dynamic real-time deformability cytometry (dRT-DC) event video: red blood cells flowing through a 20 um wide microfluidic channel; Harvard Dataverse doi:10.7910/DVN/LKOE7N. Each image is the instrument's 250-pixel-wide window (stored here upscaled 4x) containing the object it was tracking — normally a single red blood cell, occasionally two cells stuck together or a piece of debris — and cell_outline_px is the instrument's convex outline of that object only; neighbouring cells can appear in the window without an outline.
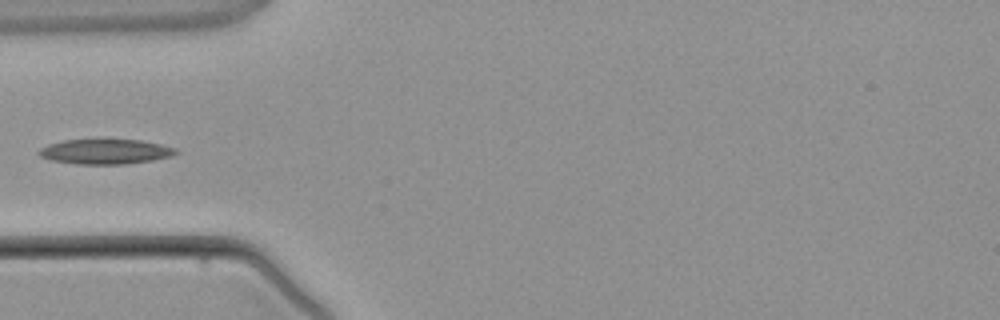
{"species": "common noctule bat (a hibernating species)", "species_latin": "Nyctalus noctula", "temperature_condition": "warm", "stored_images_in_passage": 3, "camera_frame_rate_fps": 3000, "um_per_image_px": 0.085, "animal": {"sex": "male", "body_mass_g": 21.5, "forearm_length_mm": 52.0}, "frame": {"image": 1, "passage_image": 3, "time_ms": 3.0, "image_size_px": [1000, 320], "cell_outline_px": [[180, 152], [172, 156], [152, 160], [124, 164], [76, 164], [52, 160], [40, 156], [36, 152], [40, 148], [48, 144], [64, 140], [104, 136], [140, 140], [160, 144], [176, 148]], "centroid_in_image_um": [8.94, 12.83], "position_along_channel_um": 76.1, "area_um2": 20.92}}